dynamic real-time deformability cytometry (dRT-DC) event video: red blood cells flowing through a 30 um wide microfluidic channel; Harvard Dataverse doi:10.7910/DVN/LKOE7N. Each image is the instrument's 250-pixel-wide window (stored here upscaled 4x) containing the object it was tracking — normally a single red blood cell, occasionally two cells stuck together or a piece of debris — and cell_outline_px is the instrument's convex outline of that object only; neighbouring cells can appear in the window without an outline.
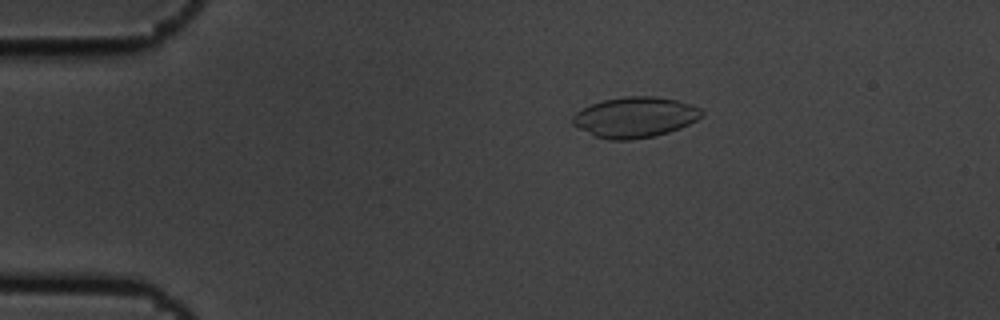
{"species": "common noctule bat (a hibernating species)", "species_latin": "Nyctalus noctula", "temperature_condition": "cold", "stored_images_in_passage": 4, "camera_frame_rate_fps": 3000, "um_per_image_px": 0.085, "animal": {"sex": "male", "body_mass_g": 19.5, "forearm_length_mm": 54.6}, "frame": {"image": 1, "passage_image": 2, "time_ms": 0.333, "image_size_px": [1000, 320], "cell_outline_px": [[704, 116], [680, 128], [656, 136], [628, 140], [608, 140], [592, 136], [572, 124], [572, 116], [576, 112], [592, 104], [604, 100], [624, 96], [652, 96], [676, 100], [704, 108]], "centroid_in_image_um": [53.99, 9.97], "position_along_channel_um": 31.0, "area_um2": 30.69}}